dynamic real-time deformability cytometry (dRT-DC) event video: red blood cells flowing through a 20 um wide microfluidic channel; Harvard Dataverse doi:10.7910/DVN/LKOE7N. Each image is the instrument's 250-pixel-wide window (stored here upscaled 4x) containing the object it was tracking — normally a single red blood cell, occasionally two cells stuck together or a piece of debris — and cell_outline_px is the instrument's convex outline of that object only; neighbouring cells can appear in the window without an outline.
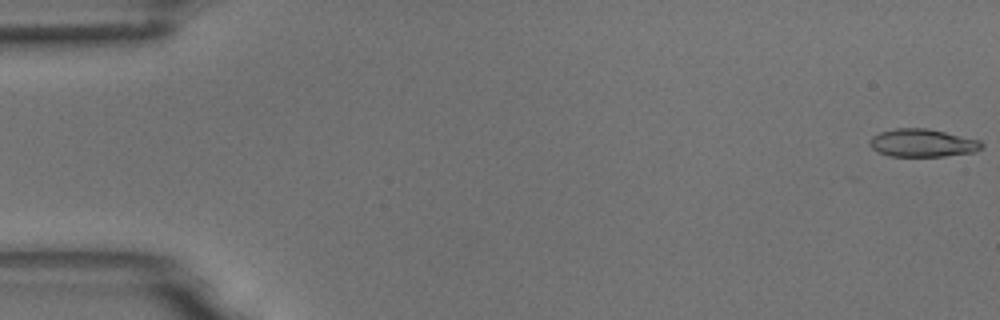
{"species": "common noctule bat (a hibernating species)", "species_latin": "Nyctalus noctula", "temperature_condition": "room temperature", "stored_images_in_passage": 11, "camera_frame_rate_fps": 3000, "um_per_image_px": 0.085, "animal": {"sex": "male", "body_mass_g": 18.8}, "frame": {"image": 1, "passage_image": 1, "time_ms": 0.0, "image_size_px": [1000, 320], "cell_outline_px": [[984, 148], [972, 152], [944, 156], [888, 156], [872, 148], [868, 144], [868, 140], [872, 136], [880, 132], [896, 128], [928, 128], [980, 140], [984, 144]], "centroid_in_image_um": [78.4, 12.14], "position_along_channel_um": 6.6, "area_um2": 18.26}}